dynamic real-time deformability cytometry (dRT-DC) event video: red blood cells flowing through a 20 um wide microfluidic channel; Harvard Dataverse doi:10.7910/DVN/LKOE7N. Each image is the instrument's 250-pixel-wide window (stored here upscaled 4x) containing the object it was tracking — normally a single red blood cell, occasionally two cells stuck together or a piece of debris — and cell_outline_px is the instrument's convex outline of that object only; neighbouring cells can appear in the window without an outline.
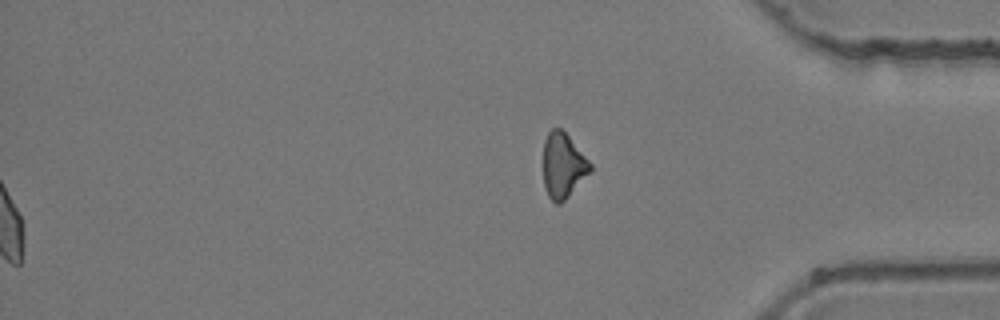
{"species": "common noctule bat (a hibernating species)", "species_latin": "Nyctalus noctula", "temperature_condition": "room temperature", "stored_images_in_passage": 55, "segment_of_instrument_passage": [2, 2], "camera_frame_rate_fps": 3000, "um_per_image_px": 0.085, "animal": {"sex": "female", "body_mass_g": 24.6, "forearm_length_mm": 56.2}, "frame": {"image": 1, "passage_image": 55, "time_ms": 18.0, "image_size_px": [1000, 320], "cell_outline_px": [[592, 172], [560, 204], [556, 204], [548, 196], [544, 188], [544, 140], [548, 132], [552, 128], [560, 128], [568, 136], [592, 164]], "centroid_in_image_um": [47.87, 14.09], "position_along_channel_um": 387.3, "area_um2": 17.74}}